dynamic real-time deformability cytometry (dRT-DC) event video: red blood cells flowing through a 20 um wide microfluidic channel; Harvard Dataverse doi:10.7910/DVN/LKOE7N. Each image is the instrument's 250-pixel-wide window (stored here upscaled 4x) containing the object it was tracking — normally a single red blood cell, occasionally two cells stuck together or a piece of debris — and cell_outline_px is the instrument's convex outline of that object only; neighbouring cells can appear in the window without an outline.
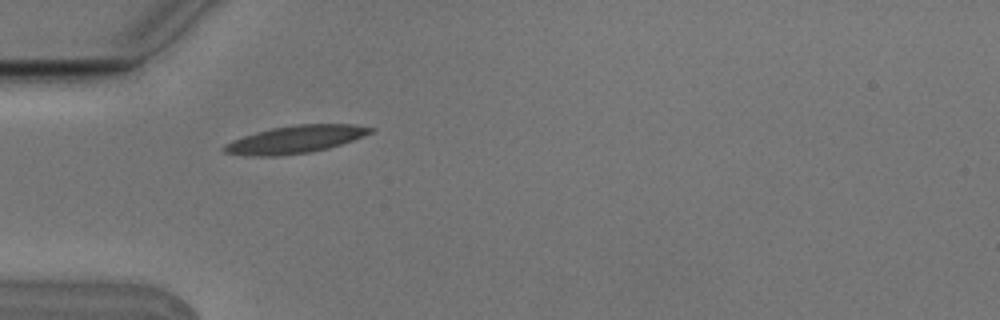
{"species": "Egyptian fruit bat (a non-hibernating species)", "species_latin": "Rousettus aegyptiacus", "temperature_condition": "cold", "stored_images_in_passage": 8, "camera_frame_rate_fps": 3000, "um_per_image_px": 0.085, "animal": {"sex": "male"}, "frame": {"image": 1, "passage_image": 3, "time_ms": 0.667, "image_size_px": [1000, 320], "cell_outline_px": [[376, 128], [372, 132], [352, 140], [328, 148], [312, 152], [280, 156], [256, 156], [224, 152], [220, 148], [224, 144], [232, 140], [244, 136], [272, 128], [296, 124], [352, 124]], "centroid_in_image_um": [25.1, 11.85], "position_along_channel_um": 59.9, "area_um2": 23.35}}
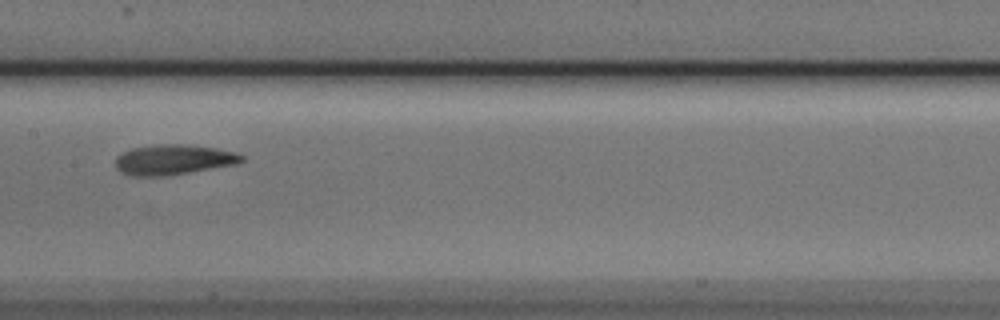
{"frame": {"image": 2, "passage_image": 6, "time_ms": 1.667, "image_size_px": [1000, 320], "cell_outline_px": [[244, 160], [236, 164], [168, 176], [132, 176], [120, 172], [116, 168], [116, 156], [132, 148], [156, 144], [184, 144], [216, 148], [236, 152], [244, 156]], "centroid_in_image_um": [14.74, 13.57], "position_along_channel_um": 192.7, "area_um2": 22.31}}
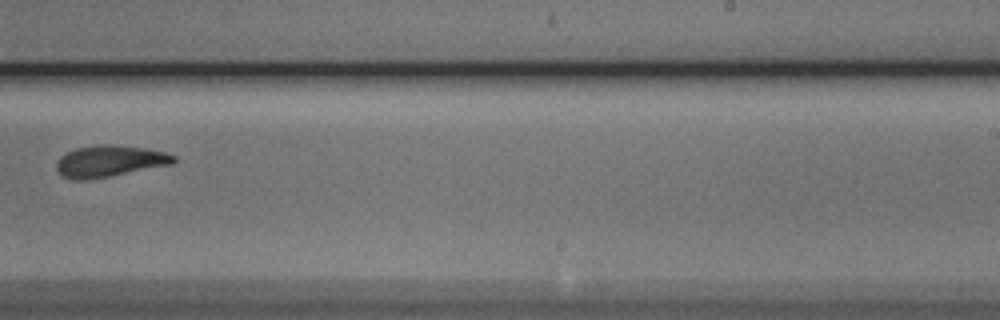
{"frame": {"image": 3, "passage_image": 8, "time_ms": 2.333, "image_size_px": [1000, 320], "cell_outline_px": [[176, 160], [172, 164], [112, 176], [88, 180], [72, 180], [60, 176], [56, 168], [56, 160], [60, 156], [76, 148], [96, 144], [112, 144], [144, 148], [164, 152], [176, 156]], "centroid_in_image_um": [9.26, 13.71], "position_along_channel_um": 279.7, "area_um2": 21.79}}